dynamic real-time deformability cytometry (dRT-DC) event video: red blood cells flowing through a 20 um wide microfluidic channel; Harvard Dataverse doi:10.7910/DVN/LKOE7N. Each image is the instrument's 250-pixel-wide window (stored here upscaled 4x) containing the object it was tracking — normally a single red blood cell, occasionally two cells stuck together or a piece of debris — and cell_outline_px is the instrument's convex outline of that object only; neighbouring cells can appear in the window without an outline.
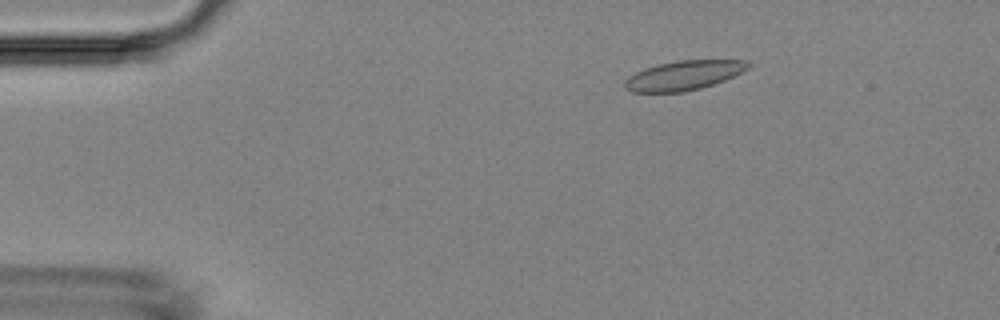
{"species": "Egyptian fruit bat (a non-hibernating species)", "species_latin": "Rousettus aegyptiacus", "temperature_condition": "room temperature", "stored_images_in_passage": 46, "camera_frame_rate_fps": 3000, "um_per_image_px": 0.085, "animal": {"sex": "female"}, "frame": {"image": 1, "passage_image": 8, "time_ms": 2.333, "image_size_px": [1000, 320], "cell_outline_px": [[752, 64], [744, 72], [724, 80], [700, 88], [684, 92], [632, 92], [624, 88], [624, 80], [628, 76], [644, 68], [676, 60], [748, 60]], "centroid_in_image_um": [58.12, 6.4], "position_along_channel_um": 26.9, "area_um2": 21.27}}
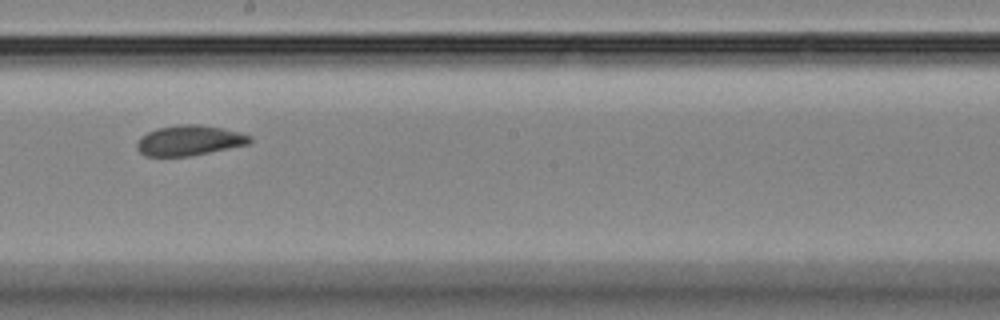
{"frame": {"image": 2, "passage_image": 28, "time_ms": 9.0, "image_size_px": [1000, 320], "cell_outline_px": [[252, 140], [248, 144], [188, 156], [144, 156], [136, 148], [136, 144], [140, 136], [156, 128], [180, 124], [200, 124], [224, 128], [240, 132], [252, 136]], "centroid_in_image_um": [16.07, 11.92], "position_along_channel_um": 232.1, "area_um2": 19.94}}
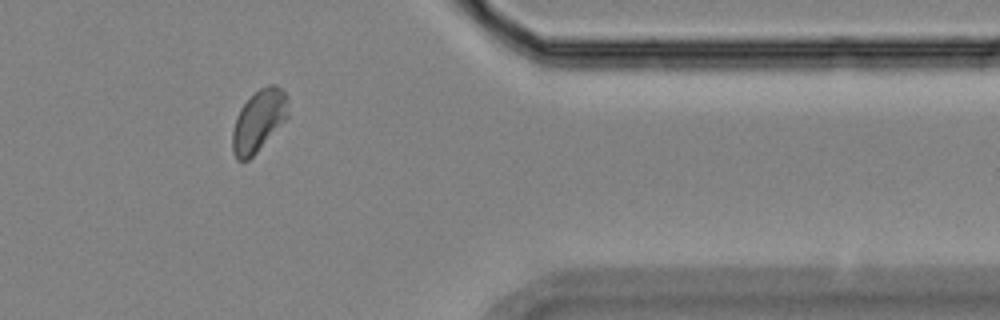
{"frame": {"image": 3, "passage_image": 41, "time_ms": 13.333, "image_size_px": [1000, 320], "cell_outline_px": [[288, 116], [256, 152], [248, 160], [236, 160], [232, 152], [232, 132], [236, 116], [240, 108], [260, 88], [268, 84], [276, 84], [288, 96]], "centroid_in_image_um": [21.97, 10.25], "position_along_channel_um": 389.4, "area_um2": 19.77}}